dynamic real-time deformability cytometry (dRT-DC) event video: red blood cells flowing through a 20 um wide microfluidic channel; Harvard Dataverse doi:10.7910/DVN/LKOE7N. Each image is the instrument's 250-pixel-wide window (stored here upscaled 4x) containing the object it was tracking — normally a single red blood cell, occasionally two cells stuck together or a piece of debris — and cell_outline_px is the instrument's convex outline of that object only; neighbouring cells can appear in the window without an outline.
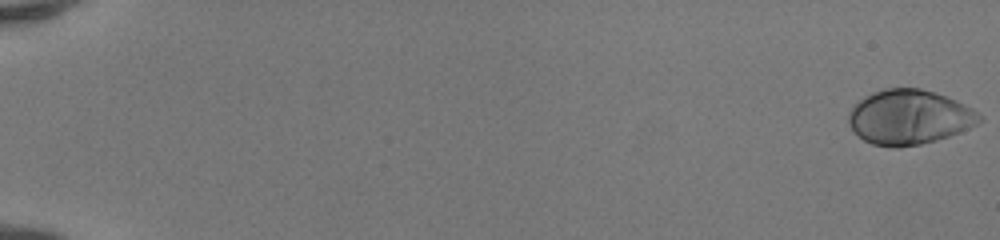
{"species": "human", "species_latin": "Homo sapiens", "temperature_condition": "room temperature", "stored_images_in_passage": 51, "camera_frame_rate_fps": 3000, "um_per_image_px": 0.085, "donor": {"sex": "female"}, "frame": {"image": 1, "passage_image": 1, "time_ms": 0.0, "image_size_px": [1000, 240], "cell_outline_px": [[984, 120], [960, 132], [936, 140], [920, 144], [896, 148], [892, 148], [872, 144], [864, 140], [848, 124], [848, 112], [864, 96], [872, 92], [884, 88], [920, 88], [956, 100], [972, 108], [984, 116]], "centroid_in_image_um": [77.29, 9.96], "position_along_channel_um": 7.7, "area_um2": 41.67}}
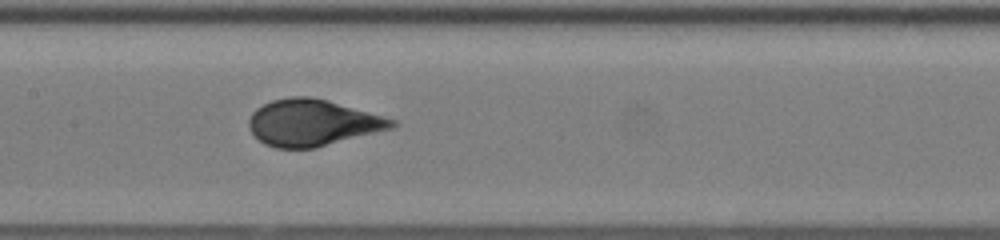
{"frame": {"image": 2, "passage_image": 28, "time_ms": 9.0, "image_size_px": [1000, 240], "cell_outline_px": [[400, 124], [392, 128], [316, 148], [276, 148], [264, 144], [248, 128], [248, 120], [252, 112], [256, 108], [272, 100], [292, 96], [308, 96], [328, 100], [396, 120]], "centroid_in_image_um": [26.55, 10.43], "position_along_channel_um": 180.9, "area_um2": 38.67}}
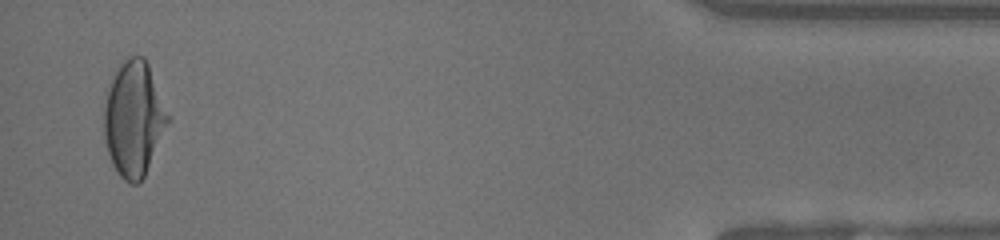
{"frame": {"image": 3, "passage_image": 50, "time_ms": 16.333, "image_size_px": [1000, 240], "cell_outline_px": [[168, 124], [144, 176], [136, 184], [132, 184], [124, 180], [120, 176], [112, 164], [108, 152], [104, 136], [104, 108], [108, 92], [112, 80], [116, 72], [128, 56], [144, 56], [148, 64], [168, 116]], "centroid_in_image_um": [11.36, 10.13], "position_along_channel_um": 423.8, "area_um2": 41.62}, "authors_computed_cell_mechanics": {"area_um2": 39.1306, "velocity_mm_per_s": 4.2037, "shape_relaxation_time_tau1_ms": 4.8787, "shape_relaxation_time_tau2_ms": null, "deformation_change_tau1": 0.2425, "deformation_change_tau2": null}}